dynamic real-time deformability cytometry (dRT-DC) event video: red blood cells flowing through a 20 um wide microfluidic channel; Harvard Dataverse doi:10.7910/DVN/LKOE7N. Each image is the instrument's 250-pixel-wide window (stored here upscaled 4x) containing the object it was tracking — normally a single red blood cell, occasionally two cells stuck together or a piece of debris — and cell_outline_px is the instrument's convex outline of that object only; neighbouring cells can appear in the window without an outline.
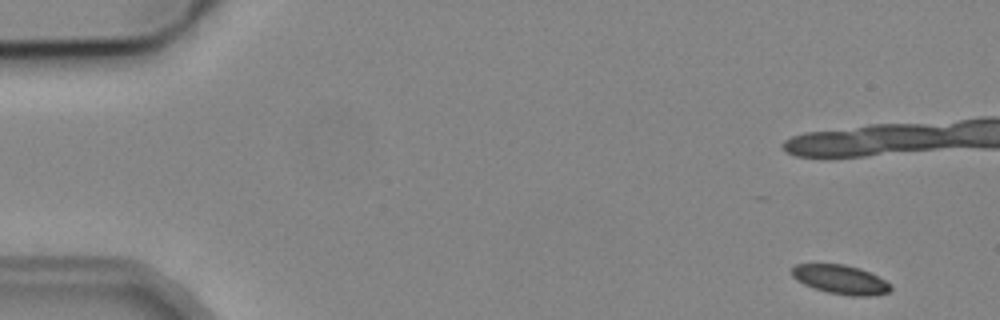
{"species": "common noctule bat (a hibernating species)", "species_latin": "Nyctalus noctula", "temperature_condition": "cold", "stored_images_in_passage": 15, "camera_frame_rate_fps": 3000, "um_per_image_px": 0.085, "animal": {"sex": "male", "body_mass_g": 19.2, "forearm_length_mm": 51.8}, "frame": {"image": 1, "passage_image": 1, "time_ms": 0.0, "image_size_px": [1000, 320], "cell_outline_px": [[892, 288], [888, 292], [872, 296], [852, 296], [828, 292], [812, 288], [796, 280], [792, 276], [792, 268], [796, 264], [844, 264], [860, 268], [892, 284]], "centroid_in_image_um": [71.44, 23.76], "position_along_channel_um": 13.6, "area_um2": 16.7}}